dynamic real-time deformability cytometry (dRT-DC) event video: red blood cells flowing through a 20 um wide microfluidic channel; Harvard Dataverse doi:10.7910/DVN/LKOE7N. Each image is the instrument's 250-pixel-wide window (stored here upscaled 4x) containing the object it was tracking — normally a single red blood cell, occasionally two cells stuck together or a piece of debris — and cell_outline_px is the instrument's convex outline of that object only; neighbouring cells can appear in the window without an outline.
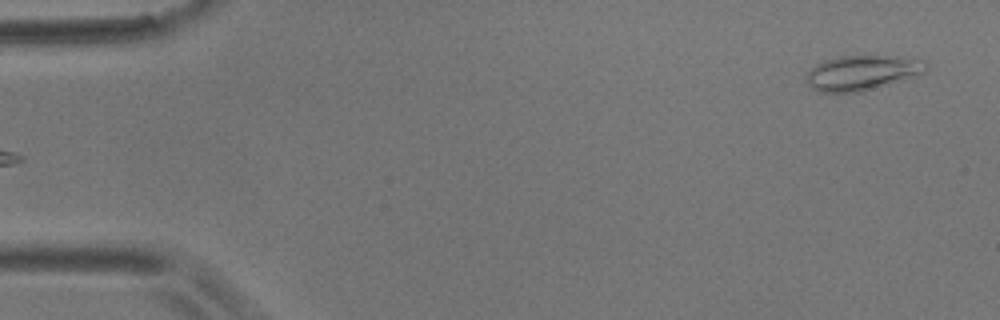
{"species": "common noctule bat (a hibernating species)", "species_latin": "Nyctalus noctula", "temperature_condition": "room temperature", "stored_images_in_passage": 5, "camera_frame_rate_fps": 3000, "um_per_image_px": 0.085, "animal": {"sex": "male", "body_mass_g": 17.9}, "frame": {"image": 1, "passage_image": 5, "time_ms": 1.333, "image_size_px": [1000, 320], "cell_outline_px": [[928, 64], [924, 72], [916, 76], [860, 92], [820, 92], [812, 88], [808, 84], [808, 72], [816, 64], [824, 60], [840, 56], [900, 56], [928, 60]], "centroid_in_image_um": [73.33, 6.17], "position_along_channel_um": 11.7, "area_um2": 24.28}}